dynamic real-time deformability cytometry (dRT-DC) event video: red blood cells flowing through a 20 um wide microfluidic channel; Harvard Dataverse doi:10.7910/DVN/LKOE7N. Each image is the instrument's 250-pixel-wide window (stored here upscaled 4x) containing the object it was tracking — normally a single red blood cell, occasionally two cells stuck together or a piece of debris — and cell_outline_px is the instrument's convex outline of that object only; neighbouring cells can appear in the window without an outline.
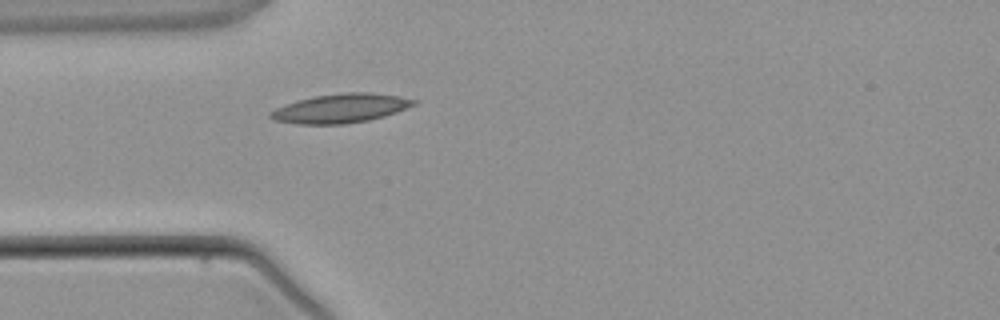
{"species": "common noctule bat (a hibernating species)", "species_latin": "Nyctalus noctula", "temperature_condition": "warm", "stored_images_in_passage": 1, "camera_frame_rate_fps": 3000, "um_per_image_px": 0.085, "animal": {"sex": "male", "body_mass_g": 21.5, "forearm_length_mm": 52.0}, "frame": {"image": 1, "passage_image": 1, "time_ms": 0.0, "image_size_px": [1000, 320], "cell_outline_px": [[420, 100], [416, 104], [396, 112], [384, 116], [368, 120], [344, 124], [296, 124], [272, 120], [268, 116], [268, 112], [276, 108], [296, 100], [312, 96], [344, 92], [372, 92]], "centroid_in_image_um": [28.92, 9.2], "position_along_channel_um": 56.1, "area_um2": 24.45}}